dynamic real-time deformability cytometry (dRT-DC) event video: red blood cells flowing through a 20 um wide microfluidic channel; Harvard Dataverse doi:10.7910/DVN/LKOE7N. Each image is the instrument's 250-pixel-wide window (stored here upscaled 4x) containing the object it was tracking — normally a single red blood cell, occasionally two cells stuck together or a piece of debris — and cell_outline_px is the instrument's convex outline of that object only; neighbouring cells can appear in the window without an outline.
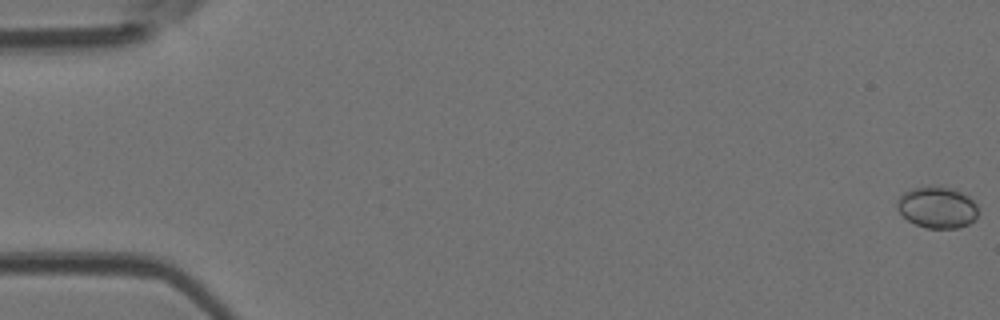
{"species": "Egyptian fruit bat (a non-hibernating species)", "species_latin": "Rousettus aegyptiacus", "temperature_condition": "room temperature", "stored_images_in_passage": 13, "camera_frame_rate_fps": 3000, "um_per_image_px": 0.085, "animal": {"sex": "female"}, "frame": {"image": 1, "passage_image": 1, "time_ms": 0.0, "image_size_px": [1000, 320], "cell_outline_px": [[976, 216], [968, 224], [960, 228], [928, 228], [916, 224], [908, 220], [896, 208], [896, 204], [900, 196], [904, 192], [912, 188], [952, 188], [976, 200]], "centroid_in_image_um": [79.66, 17.65], "position_along_channel_um": 5.3, "area_um2": 19.13}}
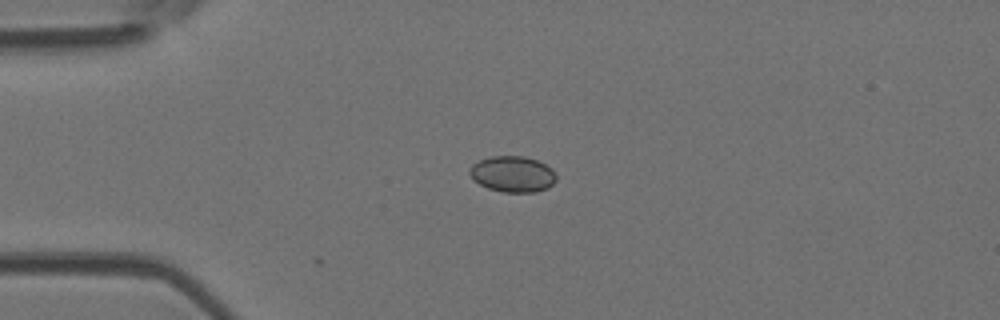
{"frame": {"image": 2, "passage_image": 13, "time_ms": 4.0, "image_size_px": [1000, 320], "cell_outline_px": [[556, 180], [548, 188], [536, 192], [504, 192], [488, 188], [480, 184], [468, 172], [468, 168], [472, 164], [480, 160], [492, 156], [524, 156], [536, 160], [552, 168], [556, 172]], "centroid_in_image_um": [43.59, 14.79], "position_along_channel_um": 41.4, "area_um2": 18.15}}